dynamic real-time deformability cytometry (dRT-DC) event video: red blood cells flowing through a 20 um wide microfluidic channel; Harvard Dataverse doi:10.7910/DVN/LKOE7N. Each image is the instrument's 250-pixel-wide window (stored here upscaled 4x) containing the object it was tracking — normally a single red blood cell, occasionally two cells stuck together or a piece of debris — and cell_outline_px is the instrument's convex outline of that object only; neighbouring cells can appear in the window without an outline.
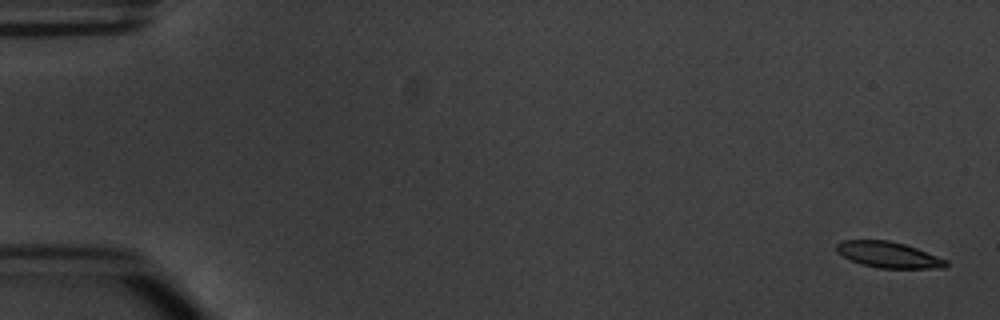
{"species": "common noctule bat (a hibernating species)", "species_latin": "Nyctalus noctula", "temperature_condition": "warm", "stored_images_in_passage": 6, "camera_frame_rate_fps": 3000, "um_per_image_px": 0.085, "animal": {"sex": "male", "body_mass_g": 20.1, "forearm_length_mm": 53.5}, "frame": {"image": 1, "passage_image": 1, "time_ms": 0.0, "image_size_px": [1000, 320], "cell_outline_px": [[948, 264], [944, 268], [876, 268], [860, 264], [836, 252], [836, 244], [844, 240], [888, 240], [904, 244], [916, 248], [948, 260]], "centroid_in_image_um": [75.52, 21.66], "position_along_channel_um": 9.5, "area_um2": 16.53}}